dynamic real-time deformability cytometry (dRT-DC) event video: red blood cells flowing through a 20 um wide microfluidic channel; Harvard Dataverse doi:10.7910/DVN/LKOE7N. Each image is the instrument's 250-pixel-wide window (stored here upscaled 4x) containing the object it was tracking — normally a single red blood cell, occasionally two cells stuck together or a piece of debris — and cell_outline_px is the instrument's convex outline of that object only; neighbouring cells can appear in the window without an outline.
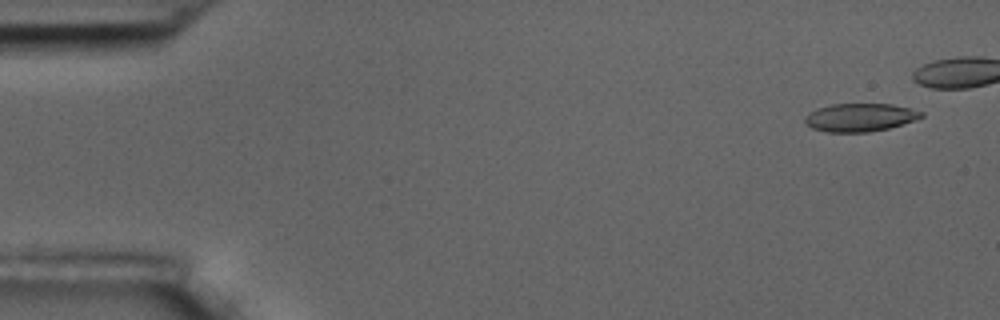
{"species": "common noctule bat (a hibernating species)", "species_latin": "Nyctalus noctula", "temperature_condition": "room temperature", "stored_images_in_passage": 45, "camera_frame_rate_fps": 3000, "um_per_image_px": 0.085, "animal": {"sex": "male", "body_mass_g": 17.5, "forearm_length_mm": 52.3}, "frame": {"image": 1, "passage_image": 3, "time_ms": 0.667, "image_size_px": [1000, 320], "cell_outline_px": [[924, 116], [888, 128], [868, 132], [828, 132], [812, 128], [804, 120], [804, 116], [808, 112], [816, 108], [832, 104], [892, 104], [924, 112]], "centroid_in_image_um": [73.05, 9.97], "position_along_channel_um": 12.0, "area_um2": 18.9}}
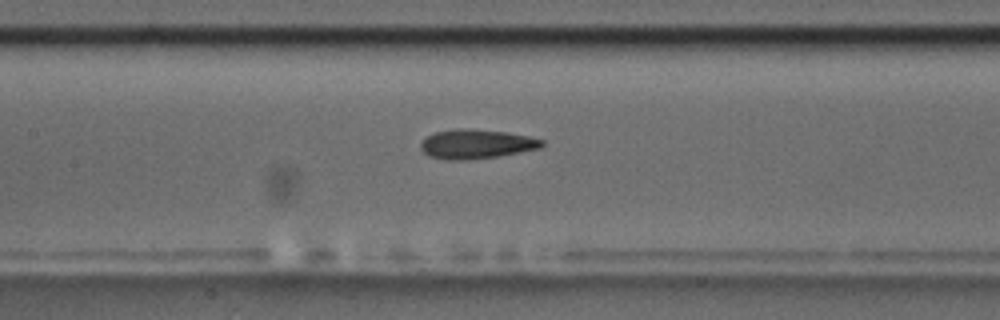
{"frame": {"image": 2, "passage_image": 26, "time_ms": 8.333, "image_size_px": [1000, 320], "cell_outline_px": [[544, 144], [540, 148], [520, 152], [496, 156], [464, 160], [448, 160], [428, 156], [420, 148], [420, 144], [428, 136], [436, 132], [456, 128], [468, 128], [508, 132], [528, 136], [544, 140]], "centroid_in_image_um": [40.49, 12.23], "position_along_channel_um": 166.9, "area_um2": 20.63}}
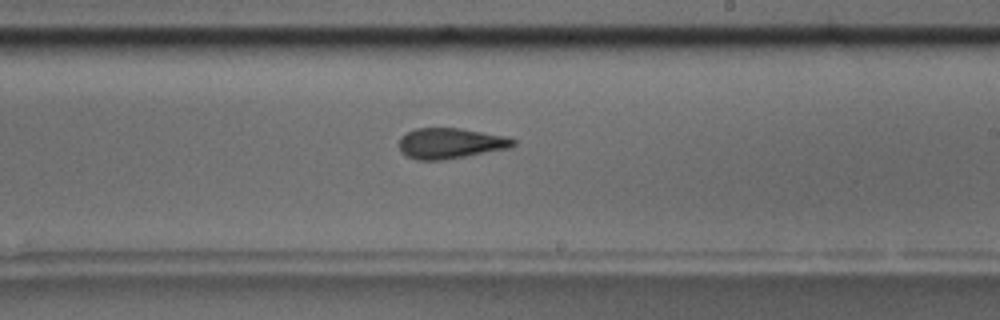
{"frame": {"image": 3, "passage_image": 33, "time_ms": 10.667, "image_size_px": [1000, 320], "cell_outline_px": [[516, 144], [508, 148], [444, 160], [416, 160], [400, 152], [400, 136], [416, 128], [460, 128], [504, 136], [516, 140]], "centroid_in_image_um": [38.26, 12.18], "position_along_channel_um": 250.7, "area_um2": 20.17}}